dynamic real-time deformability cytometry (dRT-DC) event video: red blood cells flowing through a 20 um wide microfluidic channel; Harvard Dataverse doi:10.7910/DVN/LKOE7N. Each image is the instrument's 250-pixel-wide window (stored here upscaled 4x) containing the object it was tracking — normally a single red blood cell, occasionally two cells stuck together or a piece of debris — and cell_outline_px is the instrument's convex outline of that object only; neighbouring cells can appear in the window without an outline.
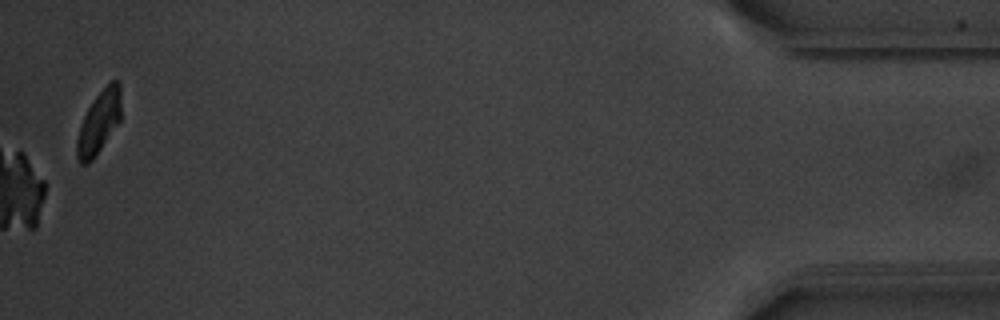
{"species": "common noctule bat (a hibernating species)", "species_latin": "Nyctalus noctula", "temperature_condition": "warm", "stored_images_in_passage": 55, "camera_frame_rate_fps": 3000, "um_per_image_px": 0.085, "animal": {"sex": "male", "body_mass_g": 20.1, "forearm_length_mm": 53.5}, "frame": {"image": 1, "passage_image": 55, "time_ms": 18.0, "image_size_px": [1000, 320], "cell_outline_px": [[120, 120], [92, 160], [88, 164], [80, 164], [76, 156], [76, 140], [80, 124], [88, 108], [96, 96], [112, 80], [120, 80]], "centroid_in_image_um": [8.38, 10.41], "position_along_channel_um": 426.8, "area_um2": 15.9}}